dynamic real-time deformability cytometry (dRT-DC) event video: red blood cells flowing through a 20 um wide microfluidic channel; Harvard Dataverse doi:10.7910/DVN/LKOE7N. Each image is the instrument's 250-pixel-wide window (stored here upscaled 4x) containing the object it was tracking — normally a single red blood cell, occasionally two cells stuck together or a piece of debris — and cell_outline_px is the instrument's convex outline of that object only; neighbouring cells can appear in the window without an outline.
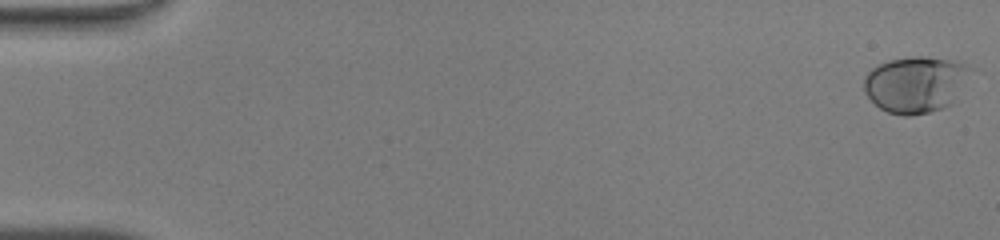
{"species": "human", "species_latin": "Homo sapiens", "temperature_condition": "warm", "stored_images_in_passage": 17, "camera_frame_rate_fps": 3000, "um_per_image_px": 0.085, "donor": {"sex": "male"}, "frame": {"image": 1, "passage_image": 1, "time_ms": 0.0, "image_size_px": [1000, 240], "cell_outline_px": [[972, 68], [952, 104], [944, 108], [912, 116], [904, 116], [888, 112], [880, 108], [864, 92], [864, 76], [872, 68], [888, 60], [912, 56], [924, 56], [948, 60], [964, 64]], "centroid_in_image_um": [77.79, 7.17], "position_along_channel_um": 7.2, "area_um2": 34.74}}
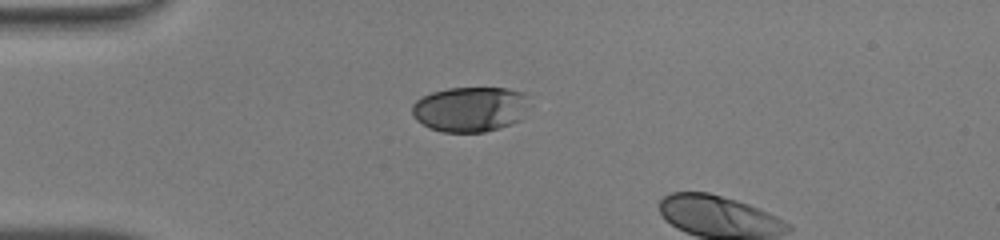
{"frame": {"image": 2, "passage_image": 14, "time_ms": 4.333, "image_size_px": [1000, 240], "cell_outline_px": [[524, 100], [520, 120], [512, 124], [500, 128], [484, 132], [440, 132], [428, 128], [416, 120], [412, 112], [412, 104], [420, 96], [432, 92], [448, 88], [508, 88], [524, 92]], "centroid_in_image_um": [39.86, 9.29], "position_along_channel_um": 45.1, "area_um2": 30.63}}